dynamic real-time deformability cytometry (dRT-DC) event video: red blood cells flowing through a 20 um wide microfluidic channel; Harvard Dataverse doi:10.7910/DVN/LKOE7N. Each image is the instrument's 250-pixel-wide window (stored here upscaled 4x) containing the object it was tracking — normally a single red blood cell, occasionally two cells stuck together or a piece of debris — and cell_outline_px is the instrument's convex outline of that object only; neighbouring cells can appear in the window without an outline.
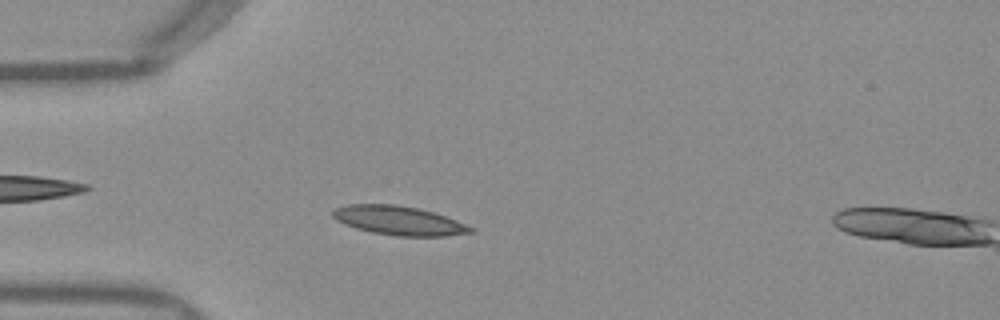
{"species": "Egyptian fruit bat (a non-hibernating species)", "species_latin": "Rousettus aegyptiacus", "temperature_condition": "warm", "stored_images_in_passage": 6, "camera_frame_rate_fps": 3000, "um_per_image_px": 0.085, "frame": {"image": 1, "passage_image": 5, "time_ms": 1.333, "image_size_px": [1000, 320], "cell_outline_px": [[476, 232], [444, 236], [396, 236], [372, 232], [356, 228], [344, 224], [336, 220], [332, 216], [332, 212], [336, 208], [348, 204], [396, 204], [420, 208], [456, 220], [472, 228]], "centroid_in_image_um": [33.88, 18.74], "position_along_channel_um": 51.1, "area_um2": 23.24}}